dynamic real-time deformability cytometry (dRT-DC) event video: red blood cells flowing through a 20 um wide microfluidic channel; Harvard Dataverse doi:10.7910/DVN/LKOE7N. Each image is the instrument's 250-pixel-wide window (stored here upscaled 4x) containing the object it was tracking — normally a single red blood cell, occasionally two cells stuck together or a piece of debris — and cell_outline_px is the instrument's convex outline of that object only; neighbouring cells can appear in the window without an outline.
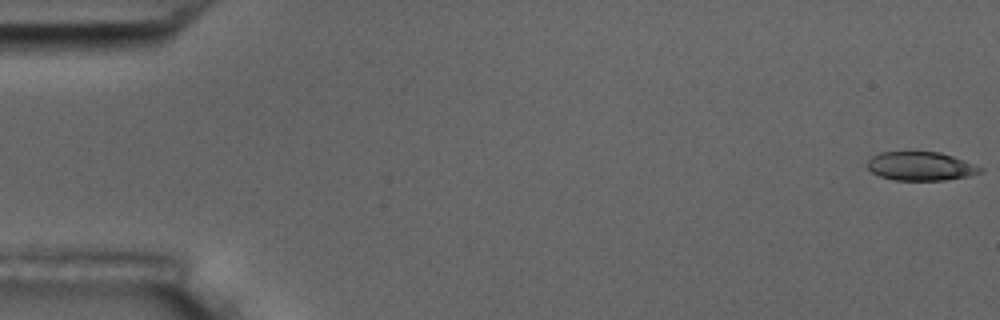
{"species": "common noctule bat (a hibernating species)", "species_latin": "Nyctalus noctula", "temperature_condition": "room temperature", "stored_images_in_passage": 5, "camera_frame_rate_fps": 3000, "um_per_image_px": 0.085, "animal": {"sex": "male", "body_mass_g": 17.5, "forearm_length_mm": 52.3}, "frame": {"image": 1, "passage_image": 1, "time_ms": 0.0, "image_size_px": [1000, 320], "cell_outline_px": [[984, 172], [968, 176], [944, 180], [892, 180], [880, 176], [872, 172], [868, 168], [868, 160], [872, 156], [880, 152], [940, 152], [964, 160], [984, 168]], "centroid_in_image_um": [78.28, 14.13], "position_along_channel_um": 6.7, "area_um2": 18.9}}
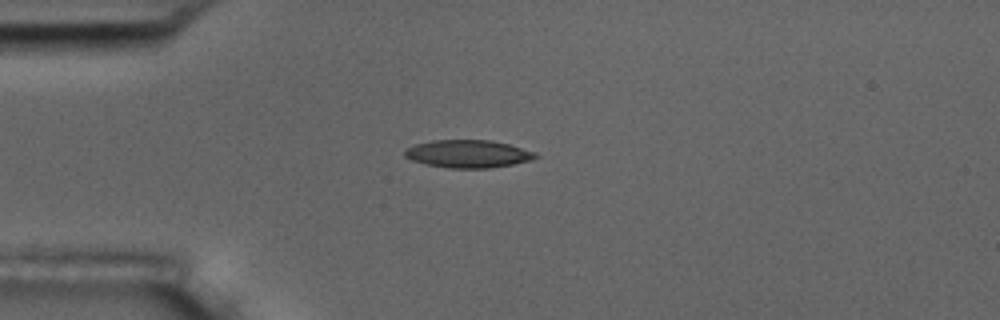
{"frame": {"image": 2, "passage_image": 5, "time_ms": 1.333, "image_size_px": [1000, 320], "cell_outline_px": [[540, 156], [532, 160], [512, 164], [488, 168], [448, 168], [428, 164], [412, 160], [404, 156], [404, 148], [416, 144], [432, 140], [488, 140], [508, 144], [536, 152]], "centroid_in_image_um": [39.78, 13.07], "position_along_channel_um": 45.2, "area_um2": 21.1}}